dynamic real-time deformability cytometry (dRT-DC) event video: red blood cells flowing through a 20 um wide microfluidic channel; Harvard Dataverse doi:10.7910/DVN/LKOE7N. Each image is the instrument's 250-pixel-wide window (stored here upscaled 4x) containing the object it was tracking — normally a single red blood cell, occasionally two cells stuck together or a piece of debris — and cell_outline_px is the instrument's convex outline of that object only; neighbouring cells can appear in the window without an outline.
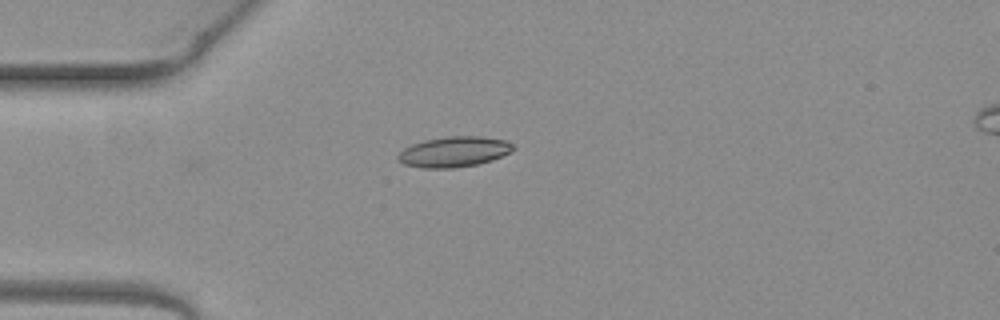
{"species": "common noctule bat (a hibernating species)", "species_latin": "Nyctalus noctula", "temperature_condition": "warm", "stored_images_in_passage": 1, "camera_frame_rate_fps": 3000, "um_per_image_px": 0.085, "animal": {"sex": "female", "body_mass_g": 19.3, "forearm_length_mm": 54.1}, "frame": {"image": 1, "passage_image": 1, "time_ms": 0.0, "image_size_px": [1000, 320], "cell_outline_px": [[516, 148], [512, 152], [492, 160], [476, 164], [452, 168], [424, 168], [404, 164], [396, 160], [396, 156], [404, 148], [412, 144], [424, 140], [448, 136], [484, 136], [504, 140], [512, 144]], "centroid_in_image_um": [38.59, 12.89], "position_along_channel_um": 46.4, "area_um2": 20.52}}